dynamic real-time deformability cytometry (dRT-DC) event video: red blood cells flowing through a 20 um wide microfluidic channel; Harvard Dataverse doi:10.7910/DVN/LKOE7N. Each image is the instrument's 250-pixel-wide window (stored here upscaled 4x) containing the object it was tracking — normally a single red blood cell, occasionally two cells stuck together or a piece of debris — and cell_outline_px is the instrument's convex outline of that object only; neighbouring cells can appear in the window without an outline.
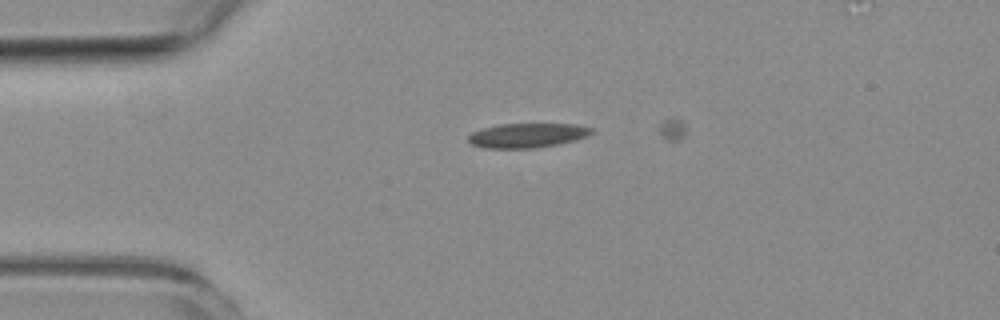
{"species": "common noctule bat (a hibernating species)", "species_latin": "Nyctalus noctula", "temperature_condition": "room temperature", "stored_images_in_passage": 3, "camera_frame_rate_fps": 3000, "um_per_image_px": 0.085, "animal": {"sex": "female", "body_mass_g": 19.3, "forearm_length_mm": 54.1}, "frame": {"image": 1, "passage_image": 1, "time_ms": 0.0, "image_size_px": [1000, 320], "cell_outline_px": [[592, 132], [588, 136], [576, 140], [560, 144], [536, 148], [488, 148], [472, 144], [468, 140], [468, 136], [472, 132], [484, 128], [500, 124], [576, 124], [592, 128]], "centroid_in_image_um": [44.85, 11.51], "position_along_channel_um": 40.1, "area_um2": 17.51}}
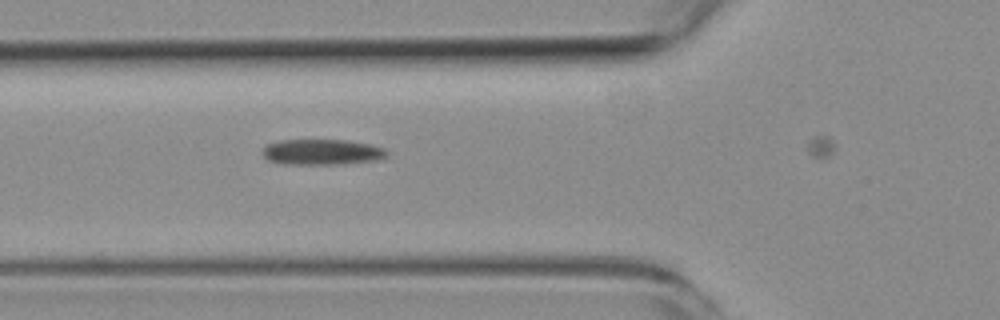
{"frame": {"image": 2, "passage_image": 3, "time_ms": 2.333, "image_size_px": [1000, 320], "cell_outline_px": [[388, 156], [380, 160], [344, 164], [284, 164], [268, 160], [264, 156], [264, 144], [280, 140], [348, 140], [372, 144], [384, 148], [388, 152]], "centroid_in_image_um": [27.42, 12.92], "position_along_channel_um": 98.4, "area_um2": 18.84}}